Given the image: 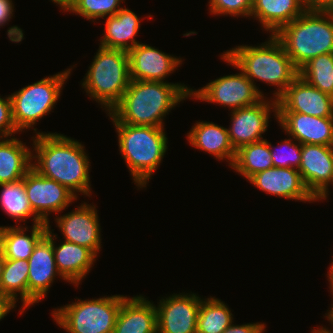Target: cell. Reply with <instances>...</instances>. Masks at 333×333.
Instances as JSON below:
<instances>
[{
	"instance_id": "obj_1",
	"label": "cell",
	"mask_w": 333,
	"mask_h": 333,
	"mask_svg": "<svg viewBox=\"0 0 333 333\" xmlns=\"http://www.w3.org/2000/svg\"><path fill=\"white\" fill-rule=\"evenodd\" d=\"M32 138V150L36 153H32L36 161L32 162V168L41 176L62 184L76 197L77 192L90 197L91 165L81 142L56 132H36Z\"/></svg>"
},
{
	"instance_id": "obj_2",
	"label": "cell",
	"mask_w": 333,
	"mask_h": 333,
	"mask_svg": "<svg viewBox=\"0 0 333 333\" xmlns=\"http://www.w3.org/2000/svg\"><path fill=\"white\" fill-rule=\"evenodd\" d=\"M190 93L191 89L180 83L130 80L108 116L113 123L164 128V117Z\"/></svg>"
},
{
	"instance_id": "obj_3",
	"label": "cell",
	"mask_w": 333,
	"mask_h": 333,
	"mask_svg": "<svg viewBox=\"0 0 333 333\" xmlns=\"http://www.w3.org/2000/svg\"><path fill=\"white\" fill-rule=\"evenodd\" d=\"M269 40L259 46H236L220 55L221 59L240 70L255 85L257 79L278 87L273 93L277 100L299 76L281 42L271 34Z\"/></svg>"
},
{
	"instance_id": "obj_4",
	"label": "cell",
	"mask_w": 333,
	"mask_h": 333,
	"mask_svg": "<svg viewBox=\"0 0 333 333\" xmlns=\"http://www.w3.org/2000/svg\"><path fill=\"white\" fill-rule=\"evenodd\" d=\"M274 36L299 70L310 59L333 53V18L330 12L305 10Z\"/></svg>"
},
{
	"instance_id": "obj_5",
	"label": "cell",
	"mask_w": 333,
	"mask_h": 333,
	"mask_svg": "<svg viewBox=\"0 0 333 333\" xmlns=\"http://www.w3.org/2000/svg\"><path fill=\"white\" fill-rule=\"evenodd\" d=\"M118 135L119 151L136 186L146 187L167 151L164 128L113 123Z\"/></svg>"
},
{
	"instance_id": "obj_6",
	"label": "cell",
	"mask_w": 333,
	"mask_h": 333,
	"mask_svg": "<svg viewBox=\"0 0 333 333\" xmlns=\"http://www.w3.org/2000/svg\"><path fill=\"white\" fill-rule=\"evenodd\" d=\"M86 74L82 88L109 113L130 83L128 52L99 46Z\"/></svg>"
},
{
	"instance_id": "obj_7",
	"label": "cell",
	"mask_w": 333,
	"mask_h": 333,
	"mask_svg": "<svg viewBox=\"0 0 333 333\" xmlns=\"http://www.w3.org/2000/svg\"><path fill=\"white\" fill-rule=\"evenodd\" d=\"M123 295L78 299L52 312L54 321L67 333H113Z\"/></svg>"
},
{
	"instance_id": "obj_8",
	"label": "cell",
	"mask_w": 333,
	"mask_h": 333,
	"mask_svg": "<svg viewBox=\"0 0 333 333\" xmlns=\"http://www.w3.org/2000/svg\"><path fill=\"white\" fill-rule=\"evenodd\" d=\"M71 70L72 68H67L66 71L43 78L9 95L12 119L19 133L25 129L29 130L51 112Z\"/></svg>"
},
{
	"instance_id": "obj_9",
	"label": "cell",
	"mask_w": 333,
	"mask_h": 333,
	"mask_svg": "<svg viewBox=\"0 0 333 333\" xmlns=\"http://www.w3.org/2000/svg\"><path fill=\"white\" fill-rule=\"evenodd\" d=\"M242 72L217 78L198 90L191 88L190 98L217 103L237 110L260 102L263 92Z\"/></svg>"
},
{
	"instance_id": "obj_10",
	"label": "cell",
	"mask_w": 333,
	"mask_h": 333,
	"mask_svg": "<svg viewBox=\"0 0 333 333\" xmlns=\"http://www.w3.org/2000/svg\"><path fill=\"white\" fill-rule=\"evenodd\" d=\"M26 195L32 210L44 223L49 224L50 213L62 212L77 197L62 184L41 176L31 168L24 176Z\"/></svg>"
},
{
	"instance_id": "obj_11",
	"label": "cell",
	"mask_w": 333,
	"mask_h": 333,
	"mask_svg": "<svg viewBox=\"0 0 333 333\" xmlns=\"http://www.w3.org/2000/svg\"><path fill=\"white\" fill-rule=\"evenodd\" d=\"M271 111L277 117V100L273 98L268 101L266 97L255 105L231 111L230 122L232 124L227 130L231 144L236 151L244 145L264 139L262 134L269 126Z\"/></svg>"
},
{
	"instance_id": "obj_12",
	"label": "cell",
	"mask_w": 333,
	"mask_h": 333,
	"mask_svg": "<svg viewBox=\"0 0 333 333\" xmlns=\"http://www.w3.org/2000/svg\"><path fill=\"white\" fill-rule=\"evenodd\" d=\"M298 171L311 195L325 200L330 184L333 186V146L301 144Z\"/></svg>"
},
{
	"instance_id": "obj_13",
	"label": "cell",
	"mask_w": 333,
	"mask_h": 333,
	"mask_svg": "<svg viewBox=\"0 0 333 333\" xmlns=\"http://www.w3.org/2000/svg\"><path fill=\"white\" fill-rule=\"evenodd\" d=\"M28 308L46 297L56 276H60L53 253V233L48 224L46 234L37 242L29 259Z\"/></svg>"
},
{
	"instance_id": "obj_14",
	"label": "cell",
	"mask_w": 333,
	"mask_h": 333,
	"mask_svg": "<svg viewBox=\"0 0 333 333\" xmlns=\"http://www.w3.org/2000/svg\"><path fill=\"white\" fill-rule=\"evenodd\" d=\"M172 294L158 303V333H196L201 298L192 294Z\"/></svg>"
},
{
	"instance_id": "obj_15",
	"label": "cell",
	"mask_w": 333,
	"mask_h": 333,
	"mask_svg": "<svg viewBox=\"0 0 333 333\" xmlns=\"http://www.w3.org/2000/svg\"><path fill=\"white\" fill-rule=\"evenodd\" d=\"M96 206L82 203L67 214L56 217L64 240L90 249L96 256L101 248V228Z\"/></svg>"
},
{
	"instance_id": "obj_16",
	"label": "cell",
	"mask_w": 333,
	"mask_h": 333,
	"mask_svg": "<svg viewBox=\"0 0 333 333\" xmlns=\"http://www.w3.org/2000/svg\"><path fill=\"white\" fill-rule=\"evenodd\" d=\"M277 112L333 117V97L298 76L277 99Z\"/></svg>"
},
{
	"instance_id": "obj_17",
	"label": "cell",
	"mask_w": 333,
	"mask_h": 333,
	"mask_svg": "<svg viewBox=\"0 0 333 333\" xmlns=\"http://www.w3.org/2000/svg\"><path fill=\"white\" fill-rule=\"evenodd\" d=\"M130 80L160 81L173 73L182 59L166 54L155 47L139 43L129 52Z\"/></svg>"
},
{
	"instance_id": "obj_18",
	"label": "cell",
	"mask_w": 333,
	"mask_h": 333,
	"mask_svg": "<svg viewBox=\"0 0 333 333\" xmlns=\"http://www.w3.org/2000/svg\"><path fill=\"white\" fill-rule=\"evenodd\" d=\"M276 119L285 134L300 144L333 146V117L277 112Z\"/></svg>"
},
{
	"instance_id": "obj_19",
	"label": "cell",
	"mask_w": 333,
	"mask_h": 333,
	"mask_svg": "<svg viewBox=\"0 0 333 333\" xmlns=\"http://www.w3.org/2000/svg\"><path fill=\"white\" fill-rule=\"evenodd\" d=\"M248 181L266 194L302 202L317 201L307 190L296 168L271 167L256 173Z\"/></svg>"
},
{
	"instance_id": "obj_20",
	"label": "cell",
	"mask_w": 333,
	"mask_h": 333,
	"mask_svg": "<svg viewBox=\"0 0 333 333\" xmlns=\"http://www.w3.org/2000/svg\"><path fill=\"white\" fill-rule=\"evenodd\" d=\"M157 309L144 296H123L113 333H158Z\"/></svg>"
},
{
	"instance_id": "obj_21",
	"label": "cell",
	"mask_w": 333,
	"mask_h": 333,
	"mask_svg": "<svg viewBox=\"0 0 333 333\" xmlns=\"http://www.w3.org/2000/svg\"><path fill=\"white\" fill-rule=\"evenodd\" d=\"M56 237L57 235L53 234V253L58 272L65 281L78 287L93 267L97 256L90 249L67 241L56 246Z\"/></svg>"
},
{
	"instance_id": "obj_22",
	"label": "cell",
	"mask_w": 333,
	"mask_h": 333,
	"mask_svg": "<svg viewBox=\"0 0 333 333\" xmlns=\"http://www.w3.org/2000/svg\"><path fill=\"white\" fill-rule=\"evenodd\" d=\"M191 146L212 154L216 159L226 160L233 165L236 150L231 144L228 130L213 122H197L187 135Z\"/></svg>"
},
{
	"instance_id": "obj_23",
	"label": "cell",
	"mask_w": 333,
	"mask_h": 333,
	"mask_svg": "<svg viewBox=\"0 0 333 333\" xmlns=\"http://www.w3.org/2000/svg\"><path fill=\"white\" fill-rule=\"evenodd\" d=\"M139 20L128 8H121L115 15L106 17L100 46L129 52L140 43L134 39L140 28Z\"/></svg>"
},
{
	"instance_id": "obj_24",
	"label": "cell",
	"mask_w": 333,
	"mask_h": 333,
	"mask_svg": "<svg viewBox=\"0 0 333 333\" xmlns=\"http://www.w3.org/2000/svg\"><path fill=\"white\" fill-rule=\"evenodd\" d=\"M304 11L302 0H253L250 16L256 18L262 24L261 27L274 35Z\"/></svg>"
},
{
	"instance_id": "obj_25",
	"label": "cell",
	"mask_w": 333,
	"mask_h": 333,
	"mask_svg": "<svg viewBox=\"0 0 333 333\" xmlns=\"http://www.w3.org/2000/svg\"><path fill=\"white\" fill-rule=\"evenodd\" d=\"M32 161V152L26 143L13 136L0 138V184L23 179L32 168Z\"/></svg>"
},
{
	"instance_id": "obj_26",
	"label": "cell",
	"mask_w": 333,
	"mask_h": 333,
	"mask_svg": "<svg viewBox=\"0 0 333 333\" xmlns=\"http://www.w3.org/2000/svg\"><path fill=\"white\" fill-rule=\"evenodd\" d=\"M27 227L3 226L2 252L7 259L28 260L34 246L46 234L47 224L32 226L30 235H26Z\"/></svg>"
},
{
	"instance_id": "obj_27",
	"label": "cell",
	"mask_w": 333,
	"mask_h": 333,
	"mask_svg": "<svg viewBox=\"0 0 333 333\" xmlns=\"http://www.w3.org/2000/svg\"><path fill=\"white\" fill-rule=\"evenodd\" d=\"M28 271L29 263L22 259H5L0 281V293L8 297L15 305L17 297L22 301L20 315L28 307ZM19 294V295H18Z\"/></svg>"
},
{
	"instance_id": "obj_28",
	"label": "cell",
	"mask_w": 333,
	"mask_h": 333,
	"mask_svg": "<svg viewBox=\"0 0 333 333\" xmlns=\"http://www.w3.org/2000/svg\"><path fill=\"white\" fill-rule=\"evenodd\" d=\"M274 167L266 139L244 145L236 151L235 160L231 168L246 179L256 173Z\"/></svg>"
},
{
	"instance_id": "obj_29",
	"label": "cell",
	"mask_w": 333,
	"mask_h": 333,
	"mask_svg": "<svg viewBox=\"0 0 333 333\" xmlns=\"http://www.w3.org/2000/svg\"><path fill=\"white\" fill-rule=\"evenodd\" d=\"M2 188L0 195V205L4 212L16 222L26 221L33 217V225L44 224L32 210L29 199L26 195L24 178L16 182L0 184Z\"/></svg>"
},
{
	"instance_id": "obj_30",
	"label": "cell",
	"mask_w": 333,
	"mask_h": 333,
	"mask_svg": "<svg viewBox=\"0 0 333 333\" xmlns=\"http://www.w3.org/2000/svg\"><path fill=\"white\" fill-rule=\"evenodd\" d=\"M232 323L233 314L223 301L211 296L201 300L196 333H222Z\"/></svg>"
},
{
	"instance_id": "obj_31",
	"label": "cell",
	"mask_w": 333,
	"mask_h": 333,
	"mask_svg": "<svg viewBox=\"0 0 333 333\" xmlns=\"http://www.w3.org/2000/svg\"><path fill=\"white\" fill-rule=\"evenodd\" d=\"M299 76L311 86L333 97V53L310 59L299 69Z\"/></svg>"
},
{
	"instance_id": "obj_32",
	"label": "cell",
	"mask_w": 333,
	"mask_h": 333,
	"mask_svg": "<svg viewBox=\"0 0 333 333\" xmlns=\"http://www.w3.org/2000/svg\"><path fill=\"white\" fill-rule=\"evenodd\" d=\"M123 0H74L71 8L72 13L79 14L87 20H99L115 15L121 8Z\"/></svg>"
},
{
	"instance_id": "obj_33",
	"label": "cell",
	"mask_w": 333,
	"mask_h": 333,
	"mask_svg": "<svg viewBox=\"0 0 333 333\" xmlns=\"http://www.w3.org/2000/svg\"><path fill=\"white\" fill-rule=\"evenodd\" d=\"M295 141V139L292 140L291 138L284 139L280 142L281 144L278 145V151H276V148L269 142L274 167L299 168L301 163V144Z\"/></svg>"
},
{
	"instance_id": "obj_34",
	"label": "cell",
	"mask_w": 333,
	"mask_h": 333,
	"mask_svg": "<svg viewBox=\"0 0 333 333\" xmlns=\"http://www.w3.org/2000/svg\"><path fill=\"white\" fill-rule=\"evenodd\" d=\"M253 7V0H210L211 14L249 17Z\"/></svg>"
},
{
	"instance_id": "obj_35",
	"label": "cell",
	"mask_w": 333,
	"mask_h": 333,
	"mask_svg": "<svg viewBox=\"0 0 333 333\" xmlns=\"http://www.w3.org/2000/svg\"><path fill=\"white\" fill-rule=\"evenodd\" d=\"M0 96V138H10L18 133L13 119L10 96L1 98Z\"/></svg>"
},
{
	"instance_id": "obj_36",
	"label": "cell",
	"mask_w": 333,
	"mask_h": 333,
	"mask_svg": "<svg viewBox=\"0 0 333 333\" xmlns=\"http://www.w3.org/2000/svg\"><path fill=\"white\" fill-rule=\"evenodd\" d=\"M266 328L265 323H247L242 325L231 324L222 333H263Z\"/></svg>"
},
{
	"instance_id": "obj_37",
	"label": "cell",
	"mask_w": 333,
	"mask_h": 333,
	"mask_svg": "<svg viewBox=\"0 0 333 333\" xmlns=\"http://www.w3.org/2000/svg\"><path fill=\"white\" fill-rule=\"evenodd\" d=\"M305 10L329 12L333 10V0H302Z\"/></svg>"
},
{
	"instance_id": "obj_38",
	"label": "cell",
	"mask_w": 333,
	"mask_h": 333,
	"mask_svg": "<svg viewBox=\"0 0 333 333\" xmlns=\"http://www.w3.org/2000/svg\"><path fill=\"white\" fill-rule=\"evenodd\" d=\"M14 5L12 0H0V27L5 26L13 17Z\"/></svg>"
},
{
	"instance_id": "obj_39",
	"label": "cell",
	"mask_w": 333,
	"mask_h": 333,
	"mask_svg": "<svg viewBox=\"0 0 333 333\" xmlns=\"http://www.w3.org/2000/svg\"><path fill=\"white\" fill-rule=\"evenodd\" d=\"M15 304L6 296L0 293V321L7 313H9L13 308H15Z\"/></svg>"
},
{
	"instance_id": "obj_40",
	"label": "cell",
	"mask_w": 333,
	"mask_h": 333,
	"mask_svg": "<svg viewBox=\"0 0 333 333\" xmlns=\"http://www.w3.org/2000/svg\"><path fill=\"white\" fill-rule=\"evenodd\" d=\"M52 2L59 5L63 11H67L71 8L74 0H51Z\"/></svg>"
},
{
	"instance_id": "obj_41",
	"label": "cell",
	"mask_w": 333,
	"mask_h": 333,
	"mask_svg": "<svg viewBox=\"0 0 333 333\" xmlns=\"http://www.w3.org/2000/svg\"><path fill=\"white\" fill-rule=\"evenodd\" d=\"M333 260V259H332ZM329 271H328V274H327V277H328V280H329V285H330V289H331V294L333 295V262L331 263V266H329ZM331 309L328 310V313L325 314L326 316L333 310V304H331Z\"/></svg>"
},
{
	"instance_id": "obj_42",
	"label": "cell",
	"mask_w": 333,
	"mask_h": 333,
	"mask_svg": "<svg viewBox=\"0 0 333 333\" xmlns=\"http://www.w3.org/2000/svg\"><path fill=\"white\" fill-rule=\"evenodd\" d=\"M5 256L3 254V252L1 251L0 252V281H1V275H2V272H3V267H4V263H5Z\"/></svg>"
},
{
	"instance_id": "obj_43",
	"label": "cell",
	"mask_w": 333,
	"mask_h": 333,
	"mask_svg": "<svg viewBox=\"0 0 333 333\" xmlns=\"http://www.w3.org/2000/svg\"><path fill=\"white\" fill-rule=\"evenodd\" d=\"M312 333H331L330 330L326 329V327H320V328H317V329H314L311 331Z\"/></svg>"
},
{
	"instance_id": "obj_44",
	"label": "cell",
	"mask_w": 333,
	"mask_h": 333,
	"mask_svg": "<svg viewBox=\"0 0 333 333\" xmlns=\"http://www.w3.org/2000/svg\"><path fill=\"white\" fill-rule=\"evenodd\" d=\"M325 317L327 318L328 321H330L331 325L333 326V310ZM330 332L333 333L332 331Z\"/></svg>"
},
{
	"instance_id": "obj_45",
	"label": "cell",
	"mask_w": 333,
	"mask_h": 333,
	"mask_svg": "<svg viewBox=\"0 0 333 333\" xmlns=\"http://www.w3.org/2000/svg\"><path fill=\"white\" fill-rule=\"evenodd\" d=\"M3 226H0V252L2 251Z\"/></svg>"
},
{
	"instance_id": "obj_46",
	"label": "cell",
	"mask_w": 333,
	"mask_h": 333,
	"mask_svg": "<svg viewBox=\"0 0 333 333\" xmlns=\"http://www.w3.org/2000/svg\"><path fill=\"white\" fill-rule=\"evenodd\" d=\"M329 12H330V14H331V16L333 18V10H330Z\"/></svg>"
}]
</instances>
